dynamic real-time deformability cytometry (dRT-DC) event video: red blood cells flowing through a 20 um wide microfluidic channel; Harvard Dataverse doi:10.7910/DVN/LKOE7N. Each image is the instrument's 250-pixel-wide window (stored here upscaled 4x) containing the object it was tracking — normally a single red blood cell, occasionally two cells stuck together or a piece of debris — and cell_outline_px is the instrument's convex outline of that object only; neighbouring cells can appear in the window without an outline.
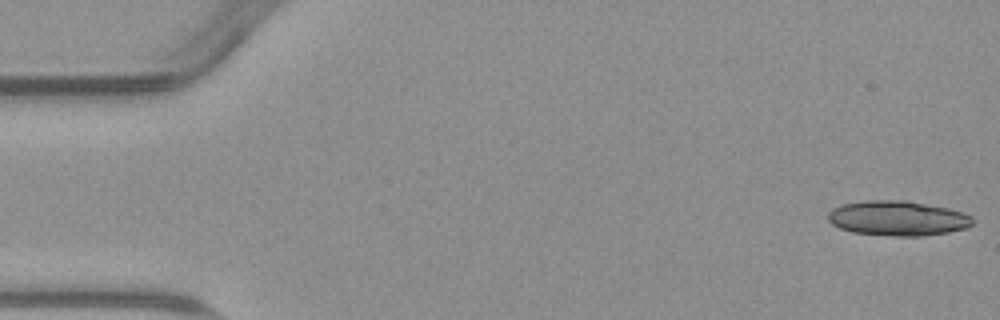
{"species": "common noctule bat (a hibernating species)", "species_latin": "Nyctalus noctula", "temperature_condition": "warm", "stored_images_in_passage": 28, "segment_of_instrument_passage": [1, 2], "camera_frame_rate_fps": 3000, "um_per_image_px": 0.085, "animal": {"sex": "male", "body_mass_g": 23.1, "forearm_length_mm": 52.7}, "frame": {"image": 1, "passage_image": 1, "time_ms": 0.0, "image_size_px": [1000, 320], "cell_outline_px": [[972, 224], [968, 228], [948, 232], [924, 236], [896, 236], [852, 232], [840, 228], [832, 224], [828, 220], [828, 212], [832, 208], [840, 204], [864, 200], [904, 200], [948, 208], [972, 216]], "centroid_in_image_um": [76.27, 18.55], "position_along_channel_um": 8.7, "area_um2": 29.48}}